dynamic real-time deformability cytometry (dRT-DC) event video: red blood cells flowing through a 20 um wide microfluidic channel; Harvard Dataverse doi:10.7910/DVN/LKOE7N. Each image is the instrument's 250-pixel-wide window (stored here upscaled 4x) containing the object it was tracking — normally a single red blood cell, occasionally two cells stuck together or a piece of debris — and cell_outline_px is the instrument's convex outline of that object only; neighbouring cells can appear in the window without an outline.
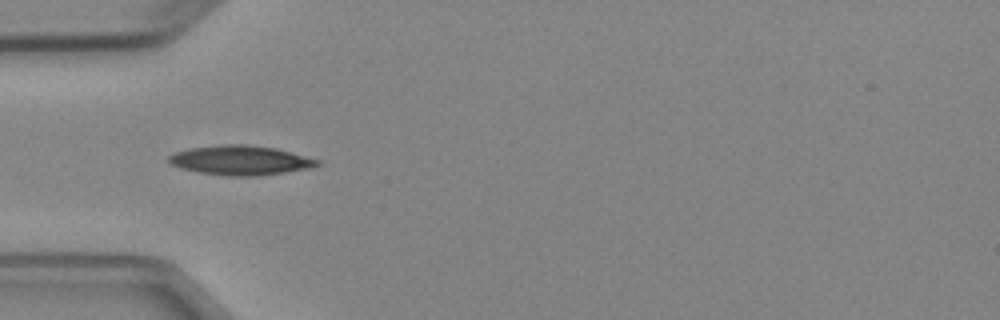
{"species": "Egyptian fruit bat (a non-hibernating species)", "species_latin": "Rousettus aegyptiacus", "temperature_condition": "cold", "stored_images_in_passage": 8, "camera_frame_rate_fps": 3000, "um_per_image_px": 0.085, "animal": {"sex": "female"}, "frame": {"image": 1, "passage_image": 5, "time_ms": 4.667, "image_size_px": [1000, 320], "cell_outline_px": [[320, 164], [312, 168], [256, 176], [228, 176], [200, 172], [180, 168], [172, 164], [168, 160], [168, 156], [176, 152], [188, 148], [220, 144], [248, 144], [276, 148], [320, 160]], "centroid_in_image_um": [20.44, 13.61], "position_along_channel_um": 64.6, "area_um2": 25.55}}